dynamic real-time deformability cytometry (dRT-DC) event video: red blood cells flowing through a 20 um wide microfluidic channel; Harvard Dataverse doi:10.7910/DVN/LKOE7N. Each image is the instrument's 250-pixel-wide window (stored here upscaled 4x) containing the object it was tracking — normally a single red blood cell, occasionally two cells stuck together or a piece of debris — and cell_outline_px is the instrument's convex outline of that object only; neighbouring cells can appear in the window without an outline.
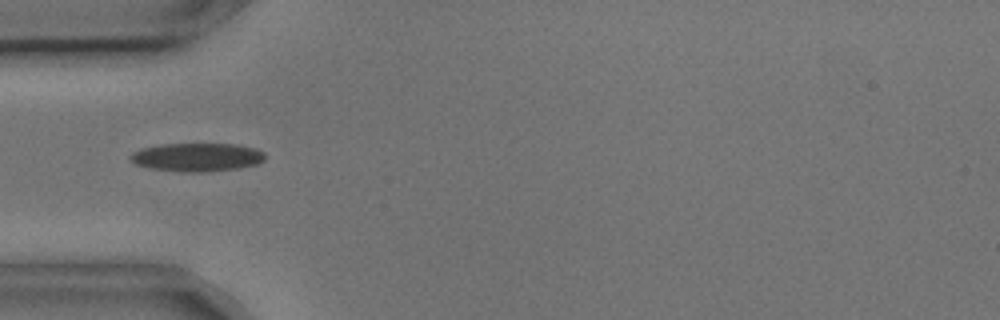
{"species": "common noctule bat (a hibernating species)", "species_latin": "Nyctalus noctula", "temperature_condition": "cold", "stored_images_in_passage": 13, "camera_frame_rate_fps": 3000, "um_per_image_px": 0.085, "animal": {"sex": "male", "body_mass_g": 17.9, "forearm_length_mm": 54.2}, "frame": {"image": 1, "passage_image": 4, "time_ms": 1.0, "image_size_px": [1000, 320], "cell_outline_px": [[264, 160], [256, 164], [240, 168], [200, 172], [192, 172], [152, 168], [136, 164], [128, 160], [128, 156], [132, 152], [140, 148], [160, 144], [236, 144], [256, 148], [264, 152]], "centroid_in_image_um": [16.72, 13.34], "position_along_channel_um": 68.3, "area_um2": 22.25}}
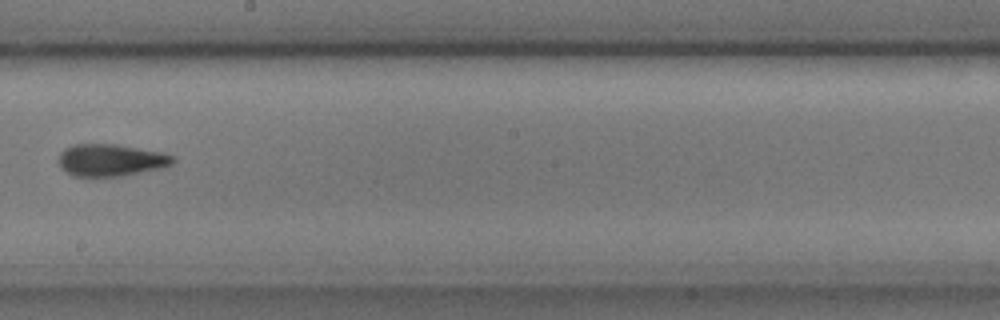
{"frame": {"image": 2, "passage_image": 8, "time_ms": 2.333, "image_size_px": [1000, 320], "cell_outline_px": [[176, 160], [172, 164], [164, 168], [124, 176], [92, 180], [72, 176], [60, 168], [56, 160], [60, 152], [64, 148], [72, 144], [116, 144], [160, 152], [176, 156]], "centroid_in_image_um": [9.36, 13.66], "position_along_channel_um": 238.8, "area_um2": 22.6}}
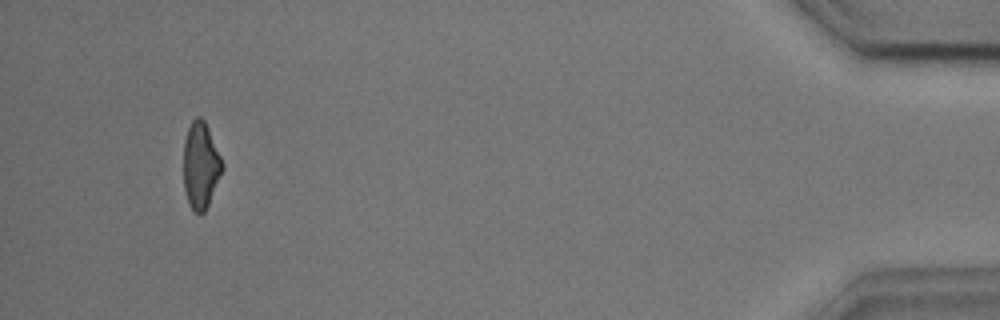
{"frame": {"image": 3, "passage_image": 13, "time_ms": 4.0, "image_size_px": [1000, 320], "cell_outline_px": [[224, 168], [208, 204], [204, 212], [200, 216], [188, 204], [184, 188], [184, 140], [188, 128], [192, 120], [196, 116], [200, 116], [204, 120], [208, 128], [224, 164]], "centroid_in_image_um": [17.06, 14.06], "position_along_channel_um": 418.1, "area_um2": 19.48}}